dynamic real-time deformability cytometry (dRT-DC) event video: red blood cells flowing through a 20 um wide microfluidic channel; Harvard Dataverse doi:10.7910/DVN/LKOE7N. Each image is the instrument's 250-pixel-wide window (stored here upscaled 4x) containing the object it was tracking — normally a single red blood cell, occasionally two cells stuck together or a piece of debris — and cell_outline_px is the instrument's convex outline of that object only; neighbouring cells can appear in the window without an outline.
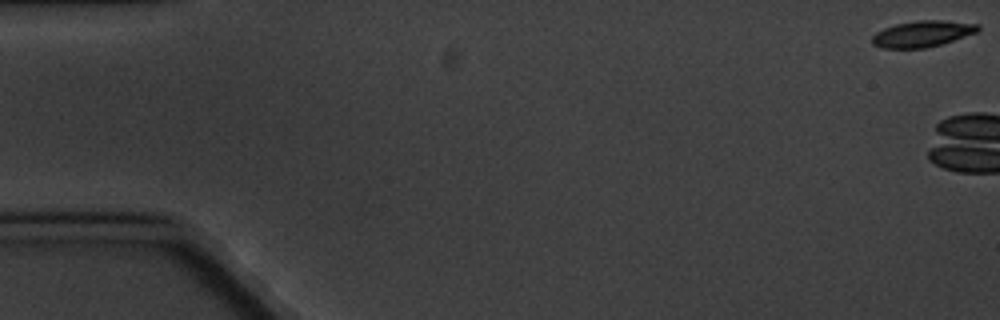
{"species": "common noctule bat (a hibernating species)", "species_latin": "Nyctalus noctula", "temperature_condition": "cold", "stored_images_in_passage": 8, "camera_frame_rate_fps": 3000, "um_per_image_px": 0.085, "animal": {"sex": "male", "body_mass_g": 20.1, "forearm_length_mm": 53.5}, "frame": {"image": 1, "passage_image": 1, "time_ms": 0.0, "image_size_px": [1000, 320], "cell_outline_px": [[980, 28], [976, 32], [940, 44], [924, 48], [880, 48], [872, 44], [872, 36], [876, 32], [884, 28], [896, 24], [916, 20], [944, 20], [980, 24]], "centroid_in_image_um": [78.37, 2.86], "position_along_channel_um": 6.6, "area_um2": 16.07}}